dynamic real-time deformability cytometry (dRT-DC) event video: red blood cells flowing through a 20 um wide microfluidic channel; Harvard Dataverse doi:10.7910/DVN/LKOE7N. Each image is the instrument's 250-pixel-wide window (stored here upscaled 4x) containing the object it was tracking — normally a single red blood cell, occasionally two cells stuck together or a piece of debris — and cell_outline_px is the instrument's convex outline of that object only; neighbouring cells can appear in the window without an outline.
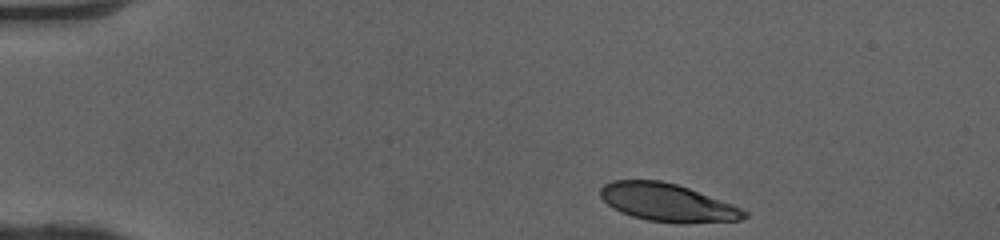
{"species": "human", "species_latin": "Homo sapiens", "temperature_condition": "cold", "stored_images_in_passage": 36, "camera_frame_rate_fps": 3000, "um_per_image_px": 0.085, "donor": {"sex": "female"}, "frame": {"image": 1, "passage_image": 1, "time_ms": 0.0, "image_size_px": [1000, 240], "cell_outline_px": [[748, 216], [740, 220], [684, 224], [680, 224], [648, 220], [632, 216], [620, 212], [612, 208], [600, 196], [600, 188], [604, 184], [612, 180], [660, 180], [676, 184], [688, 188], [732, 204], [748, 212]], "centroid_in_image_um": [56.72, 17.22], "position_along_channel_um": 28.3, "area_um2": 31.79}}
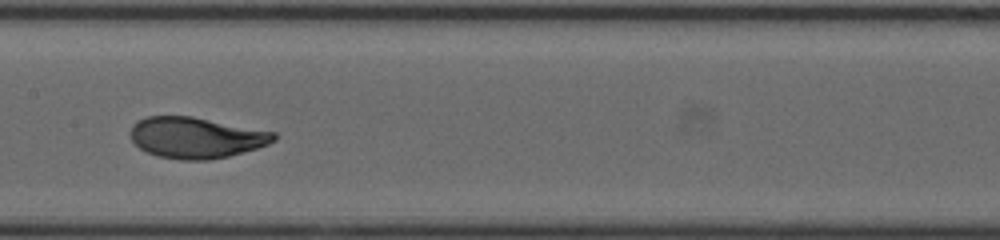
{"frame": {"image": 2, "passage_image": 19, "time_ms": 6.0, "image_size_px": [1000, 240], "cell_outline_px": [[276, 140], [268, 144], [256, 148], [228, 156], [208, 160], [180, 160], [156, 156], [140, 148], [132, 140], [132, 124], [136, 120], [148, 116], [192, 116], [276, 132]], "centroid_in_image_um": [16.66, 11.69], "position_along_channel_um": 190.7, "area_um2": 34.22}}
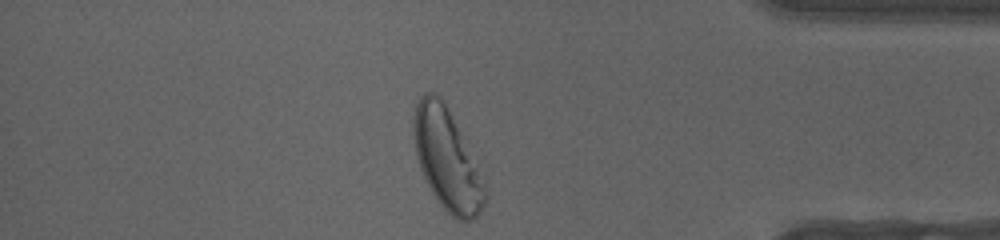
{"frame": {"image": 3, "passage_image": 36, "time_ms": 11.667, "image_size_px": [1000, 240], "cell_outline_px": [[488, 192], [484, 204], [480, 212], [472, 220], [456, 220], [440, 204], [432, 192], [420, 168], [416, 156], [412, 136], [412, 120], [416, 100], [424, 92], [432, 92], [440, 96], [460, 132]], "centroid_in_image_um": [37.94, 13.54], "position_along_channel_um": 397.3, "area_um2": 41.38}, "authors_computed_cell_mechanics": {"area_um2": 34.1887, "velocity_mm_per_s": 4.0702, "shape_relaxation_time_tau1_ms": 3.0146, "shape_relaxation_time_tau2_ms": null, "deformation_change_tau1": 0.1766, "deformation_change_tau2": null}}